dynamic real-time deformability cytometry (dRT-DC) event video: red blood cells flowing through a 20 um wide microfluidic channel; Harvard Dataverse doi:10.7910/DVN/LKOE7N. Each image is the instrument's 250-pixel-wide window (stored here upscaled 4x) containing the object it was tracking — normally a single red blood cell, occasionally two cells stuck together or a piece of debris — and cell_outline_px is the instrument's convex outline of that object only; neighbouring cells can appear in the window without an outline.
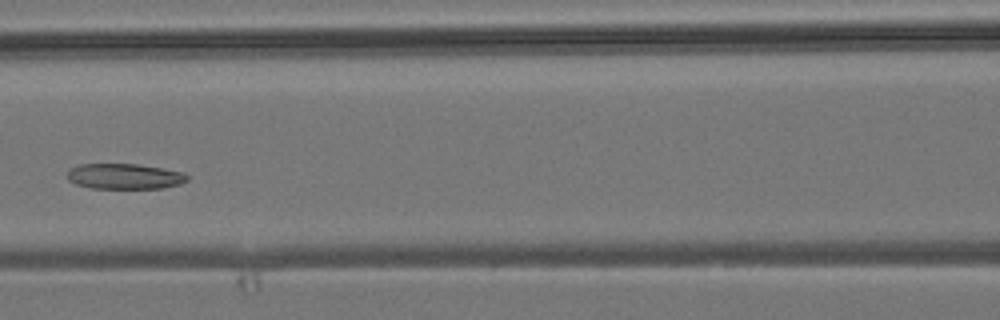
{"species": "common noctule bat (a hibernating species)", "species_latin": "Nyctalus noctula", "temperature_condition": "room temperature", "stored_images_in_passage": 6, "camera_frame_rate_fps": 3000, "um_per_image_px": 0.085, "animal": {"sex": "male", "body_mass_g": 19.2, "forearm_length_mm": 51.8}, "frame": {"image": 1, "passage_image": 6, "time_ms": 6.0, "image_size_px": [1000, 320], "cell_outline_px": [[188, 180], [180, 184], [164, 188], [92, 188], [76, 184], [68, 180], [68, 168], [80, 164], [136, 164], [184, 172], [188, 176]], "centroid_in_image_um": [10.58, 14.99], "position_along_channel_um": 156.0, "area_um2": 17.8}}